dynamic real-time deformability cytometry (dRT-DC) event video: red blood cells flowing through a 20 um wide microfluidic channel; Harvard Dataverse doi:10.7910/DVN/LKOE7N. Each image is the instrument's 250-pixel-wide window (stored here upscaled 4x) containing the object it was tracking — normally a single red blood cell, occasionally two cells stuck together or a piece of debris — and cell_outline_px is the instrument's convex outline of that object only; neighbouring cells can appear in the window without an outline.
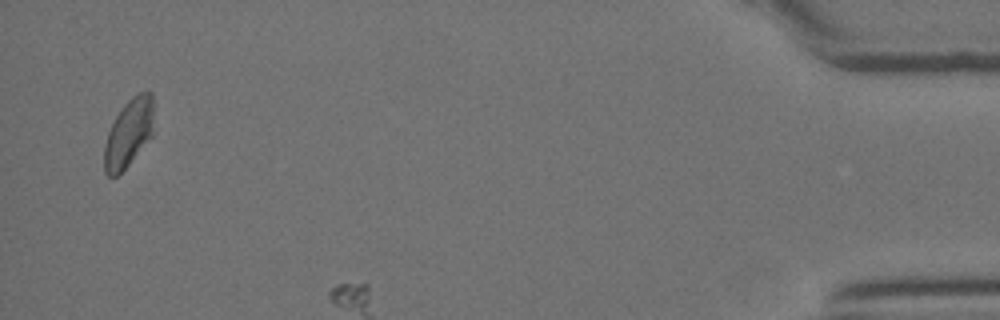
{"species": "Egyptian fruit bat (a non-hibernating species)", "species_latin": "Rousettus aegyptiacus", "temperature_condition": "room temperature", "stored_images_in_passage": 20, "camera_frame_rate_fps": 3000, "um_per_image_px": 0.085, "animal": {"sex": "female"}, "frame": {"image": 1, "passage_image": 20, "time_ms": 6.333, "image_size_px": [1000, 320], "cell_outline_px": [[152, 136], [128, 164], [116, 176], [108, 176], [104, 172], [104, 144], [108, 132], [116, 116], [124, 104], [132, 96], [148, 88], [152, 92]], "centroid_in_image_um": [10.93, 11.28], "position_along_channel_um": 424.3, "area_um2": 19.42}}